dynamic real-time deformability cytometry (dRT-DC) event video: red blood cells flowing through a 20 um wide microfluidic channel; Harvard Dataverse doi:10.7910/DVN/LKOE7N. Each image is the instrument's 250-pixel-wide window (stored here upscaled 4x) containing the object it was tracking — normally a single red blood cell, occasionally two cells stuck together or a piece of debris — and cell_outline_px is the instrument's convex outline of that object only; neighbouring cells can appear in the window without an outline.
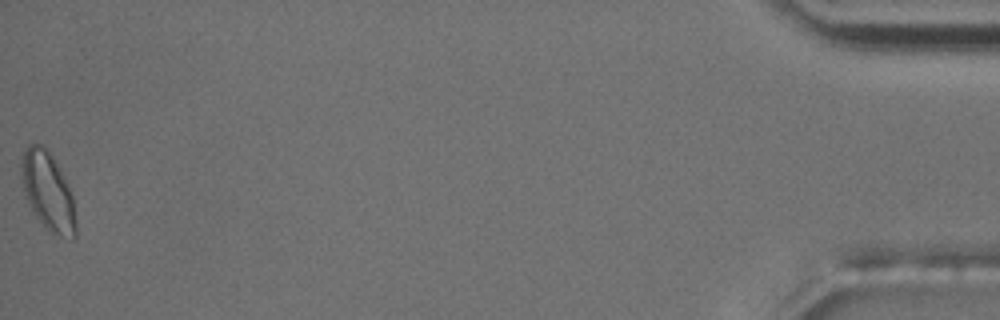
{"species": "common noctule bat (a hibernating species)", "species_latin": "Nyctalus noctula", "temperature_condition": "room temperature", "stored_images_in_passage": 49, "camera_frame_rate_fps": 3000, "um_per_image_px": 0.085, "animal": {"sex": "male", "body_mass_g": 17.5, "forearm_length_mm": 52.3}, "frame": {"image": 1, "passage_image": 49, "time_ms": 16.0, "image_size_px": [1000, 320], "cell_outline_px": [[76, 236], [72, 240], [48, 232], [36, 216], [28, 204], [24, 196], [24, 152], [28, 144], [32, 140], [44, 144], [56, 164], [72, 196], [76, 220]], "centroid_in_image_um": [4.1, 16.32], "position_along_channel_um": 431.1, "area_um2": 24.28}, "authors_computed_cell_mechanics": {"area_um2": 17.6868, "velocity_mm_per_s": 3.7019, "shape_relaxation_time_tau1_ms": 4.686, "shape_relaxation_time_tau2_ms": 0.9122, "deformation_change_tau1": 0.1075, "deformation_change_tau2": 0.0614}}